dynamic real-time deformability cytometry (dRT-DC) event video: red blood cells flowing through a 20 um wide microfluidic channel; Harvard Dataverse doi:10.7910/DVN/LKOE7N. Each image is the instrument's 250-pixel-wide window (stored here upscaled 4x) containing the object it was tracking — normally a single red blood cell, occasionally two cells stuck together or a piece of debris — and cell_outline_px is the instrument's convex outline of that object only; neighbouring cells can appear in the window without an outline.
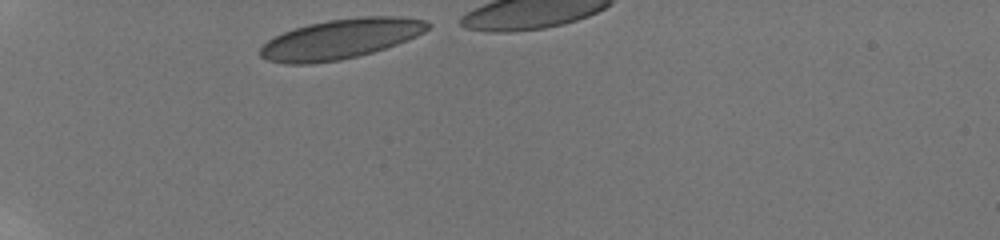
{"species": "human", "species_latin": "Homo sapiens", "temperature_condition": "room temperature", "stored_images_in_passage": 6, "segment_of_instrument_passage": [1, 2], "camera_frame_rate_fps": 3000, "um_per_image_px": 0.085, "donor": {"sex": "male"}, "frame": {"image": 1, "passage_image": 1, "time_ms": 0.0, "image_size_px": [1000, 240], "cell_outline_px": [[432, 24], [424, 32], [416, 36], [396, 44], [372, 52], [340, 60], [312, 64], [284, 64], [268, 60], [260, 56], [260, 48], [268, 40], [284, 32], [308, 24], [328, 20], [360, 16], [400, 16], [424, 20]], "centroid_in_image_um": [28.95, 3.31], "position_along_channel_um": 56.1, "area_um2": 38.73}}
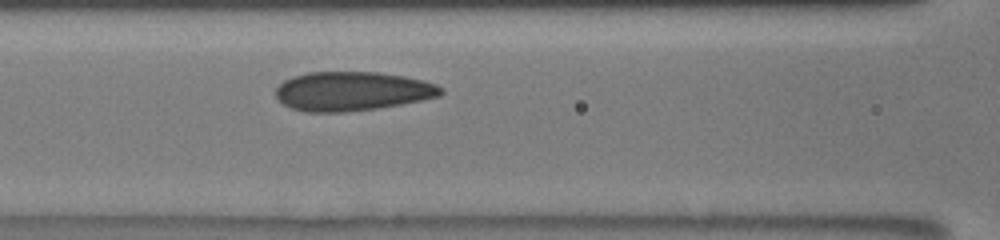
{"frame": {"image": 2, "passage_image": 5, "time_ms": 3.0, "image_size_px": [1000, 240], "cell_outline_px": [[444, 92], [440, 96], [400, 104], [376, 108], [344, 112], [304, 112], [292, 108], [284, 104], [276, 96], [276, 88], [284, 80], [292, 76], [308, 72], [380, 72], [404, 76], [424, 80], [436, 84], [444, 88]], "centroid_in_image_um": [29.95, 7.74], "position_along_channel_um": 136.7, "area_um2": 37.69}}